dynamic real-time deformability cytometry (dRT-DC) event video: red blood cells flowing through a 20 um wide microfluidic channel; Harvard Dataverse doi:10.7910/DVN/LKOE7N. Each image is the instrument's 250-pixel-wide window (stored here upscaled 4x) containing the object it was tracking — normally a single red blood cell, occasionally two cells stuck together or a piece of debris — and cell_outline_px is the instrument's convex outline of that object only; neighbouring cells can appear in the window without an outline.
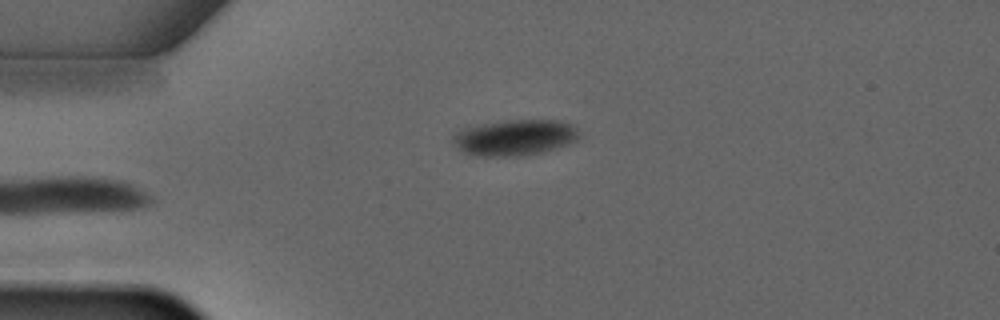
{"species": "common noctule bat (a hibernating species)", "species_latin": "Nyctalus noctula", "temperature_condition": "warm", "stored_images_in_passage": 3, "camera_frame_rate_fps": 3000, "um_per_image_px": 0.085, "animal": {"sex": "male", "forearm_length_mm": 52.5}, "frame": {"image": 1, "passage_image": 3, "time_ms": 2.667, "image_size_px": [1000, 320], "cell_outline_px": [[580, 136], [576, 140], [568, 144], [540, 152], [520, 156], [484, 156], [468, 152], [460, 148], [452, 140], [452, 136], [456, 132], [464, 128], [504, 120], [560, 120], [572, 124], [580, 132]], "centroid_in_image_um": [43.82, 11.67], "position_along_channel_um": 41.2, "area_um2": 26.01}}